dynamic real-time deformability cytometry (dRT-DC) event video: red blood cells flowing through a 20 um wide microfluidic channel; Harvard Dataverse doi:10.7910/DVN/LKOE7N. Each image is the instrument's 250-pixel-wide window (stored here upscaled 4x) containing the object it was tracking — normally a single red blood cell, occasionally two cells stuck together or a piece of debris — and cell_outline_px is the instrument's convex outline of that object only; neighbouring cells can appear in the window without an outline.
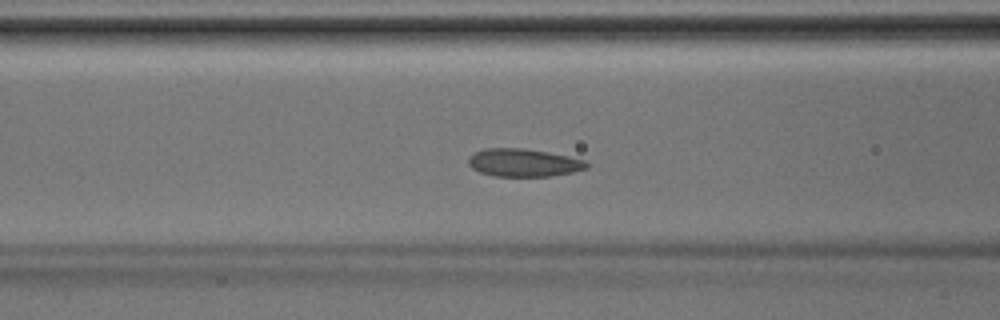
{"species": "Egyptian fruit bat (a non-hibernating species)", "species_latin": "Rousettus aegyptiacus", "temperature_condition": "room temperature", "stored_images_in_passage": 44, "segment_of_instrument_passage": [1, 2], "camera_frame_rate_fps": 3000, "um_per_image_px": 0.085, "animal": {"sex": "male"}, "frame": {"image": 1, "passage_image": 18, "time_ms": 5.667, "image_size_px": [1000, 320], "cell_outline_px": [[588, 168], [572, 172], [548, 176], [492, 176], [480, 172], [472, 168], [468, 164], [468, 156], [484, 148], [524, 148], [548, 152], [568, 156], [584, 160], [588, 164]], "centroid_in_image_um": [44.47, 13.82], "position_along_channel_um": 122.1, "area_um2": 19.19}}
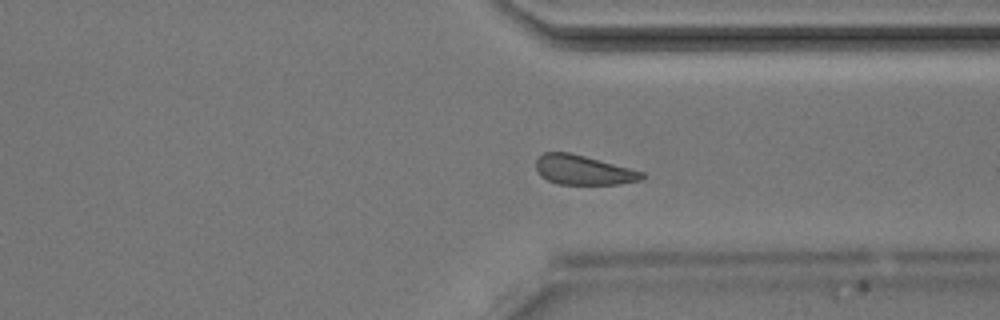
{"frame": {"image": 2, "passage_image": 33, "time_ms": 10.667, "image_size_px": [1000, 320], "cell_outline_px": [[644, 176], [640, 180], [620, 184], [556, 184], [540, 176], [536, 168], [536, 160], [544, 152], [568, 152], [584, 156], [644, 172]], "centroid_in_image_um": [49.55, 14.46], "position_along_channel_um": 361.9, "area_um2": 18.03}}
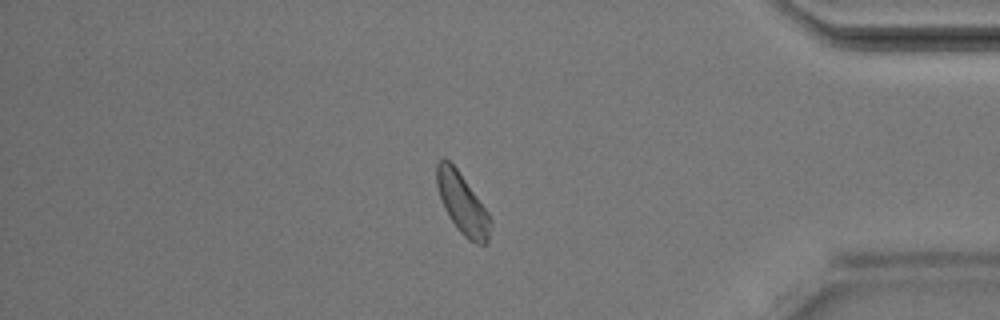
{"frame": {"image": 3, "passage_image": 37, "time_ms": 12.0, "image_size_px": [1000, 320], "cell_outline_px": [[492, 224], [488, 244], [476, 244], [468, 240], [456, 228], [448, 216], [444, 208], [436, 184], [436, 164], [444, 156], [456, 168], [488, 212], [492, 220]], "centroid_in_image_um": [39.31, 17.35], "position_along_channel_um": 395.9, "area_um2": 19.02}}